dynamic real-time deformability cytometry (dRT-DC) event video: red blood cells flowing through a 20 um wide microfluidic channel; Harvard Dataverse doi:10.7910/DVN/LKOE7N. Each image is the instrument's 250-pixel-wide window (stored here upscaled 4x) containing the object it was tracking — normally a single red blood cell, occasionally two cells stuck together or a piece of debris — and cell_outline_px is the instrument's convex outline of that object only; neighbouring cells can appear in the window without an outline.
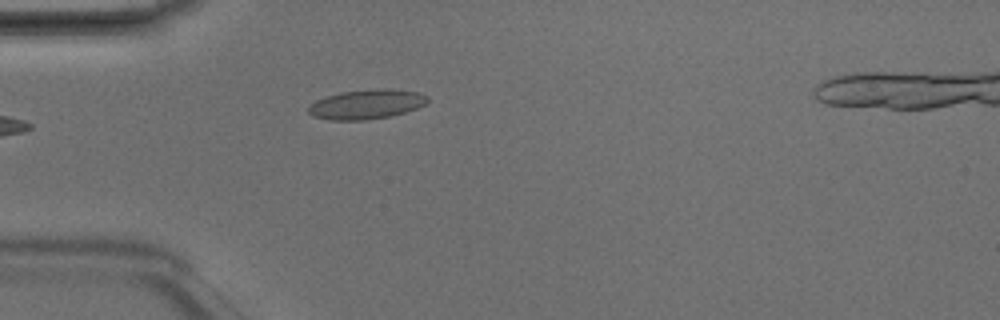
{"species": "Egyptian fruit bat (a non-hibernating species)", "species_latin": "Rousettus aegyptiacus", "temperature_condition": "room temperature", "stored_images_in_passage": 2, "camera_frame_rate_fps": 3000, "um_per_image_px": 0.085, "animal": {"sex": "male"}, "frame": {"image": 1, "passage_image": 2, "time_ms": 0.333, "image_size_px": [1000, 320], "cell_outline_px": [[428, 100], [424, 104], [416, 108], [392, 116], [364, 120], [328, 120], [312, 116], [308, 112], [308, 108], [316, 100], [340, 92], [384, 88], [420, 92], [428, 96]], "centroid_in_image_um": [31.15, 8.87], "position_along_channel_um": 53.8, "area_um2": 20.4}}